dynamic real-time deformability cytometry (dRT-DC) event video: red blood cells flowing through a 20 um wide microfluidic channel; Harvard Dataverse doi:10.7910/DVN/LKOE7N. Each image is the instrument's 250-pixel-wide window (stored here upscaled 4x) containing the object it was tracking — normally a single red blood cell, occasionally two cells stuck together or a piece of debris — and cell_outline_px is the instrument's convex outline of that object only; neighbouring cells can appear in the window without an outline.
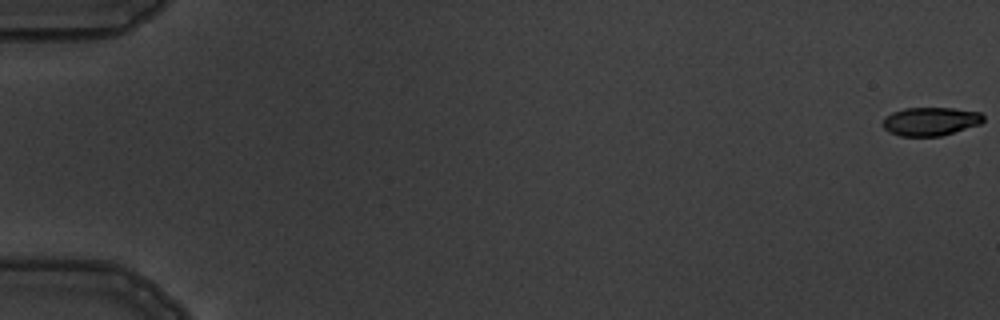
{"species": "common noctule bat (a hibernating species)", "species_latin": "Nyctalus noctula", "temperature_condition": "warm", "stored_images_in_passage": 6, "camera_frame_rate_fps": 3000, "um_per_image_px": 0.085, "animal": {"sex": "male", "body_mass_g": 19.5, "forearm_length_mm": 54.6}, "frame": {"image": 1, "passage_image": 1, "time_ms": 0.0, "image_size_px": [1000, 320], "cell_outline_px": [[984, 120], [980, 124], [940, 136], [900, 136], [888, 132], [884, 128], [884, 116], [892, 112], [904, 108], [952, 108], [980, 112], [984, 116]], "centroid_in_image_um": [79.08, 10.31], "position_along_channel_um": 5.9, "area_um2": 16.65}}
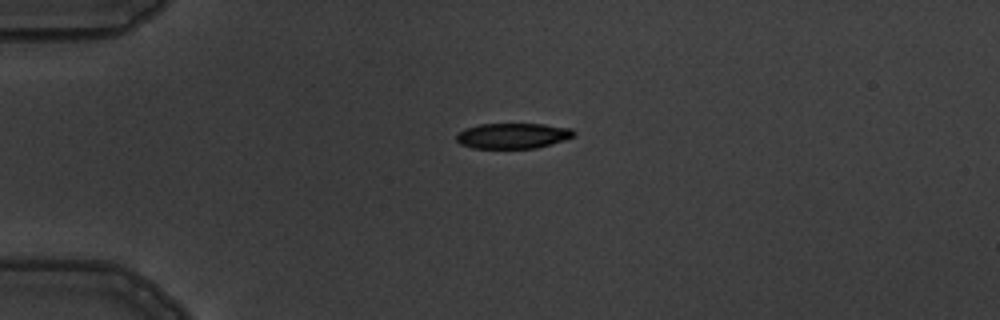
{"frame": {"image": 2, "passage_image": 5, "time_ms": 4.667, "image_size_px": [1000, 320], "cell_outline_px": [[576, 132], [572, 136], [564, 140], [552, 144], [536, 148], [472, 148], [460, 144], [456, 140], [456, 136], [464, 128], [480, 124], [544, 124], [572, 128]], "centroid_in_image_um": [43.59, 11.54], "position_along_channel_um": 41.4, "area_um2": 17.46}}